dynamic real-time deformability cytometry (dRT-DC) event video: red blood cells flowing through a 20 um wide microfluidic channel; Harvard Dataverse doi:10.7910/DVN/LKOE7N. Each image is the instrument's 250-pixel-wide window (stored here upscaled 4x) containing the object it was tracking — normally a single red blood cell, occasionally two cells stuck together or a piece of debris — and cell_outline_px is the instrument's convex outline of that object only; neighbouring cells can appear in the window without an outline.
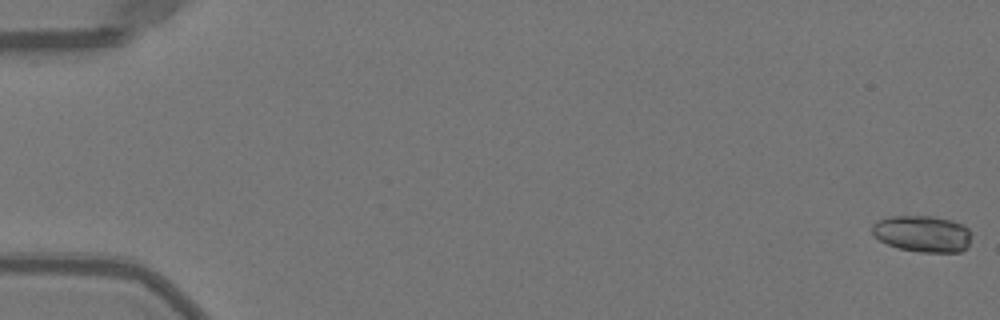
{"species": "Egyptian fruit bat (a non-hibernating species)", "species_latin": "Rousettus aegyptiacus", "temperature_condition": "warm", "stored_images_in_passage": 52, "camera_frame_rate_fps": 3000, "um_per_image_px": 0.085, "animal": {"sex": "female"}, "frame": {"image": 1, "passage_image": 1, "time_ms": 0.0, "image_size_px": [1000, 320], "cell_outline_px": [[972, 232], [968, 244], [960, 252], [920, 252], [900, 248], [888, 244], [880, 240], [872, 232], [872, 224], [888, 216], [932, 216], [952, 220], [964, 224]], "centroid_in_image_um": [78.44, 19.85], "position_along_channel_um": 6.6, "area_um2": 21.1}}
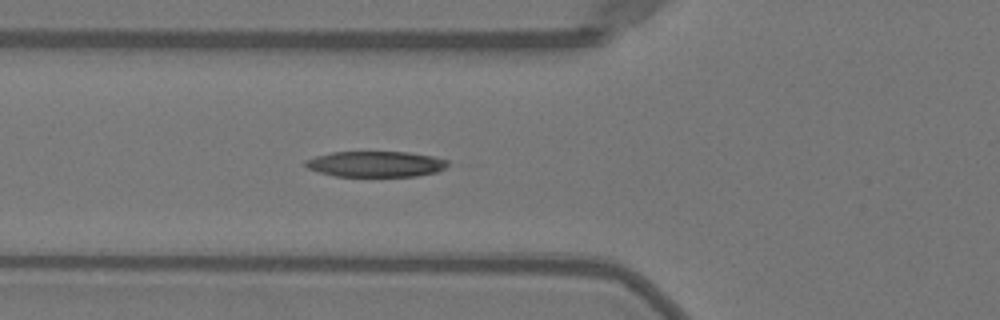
{"frame": {"image": 2, "passage_image": 20, "time_ms": 6.333, "image_size_px": [1000, 320], "cell_outline_px": [[448, 164], [440, 172], [416, 176], [336, 176], [320, 172], [308, 168], [304, 164], [304, 160], [316, 156], [332, 152], [408, 152], [432, 156], [448, 160]], "centroid_in_image_um": [31.96, 13.94], "position_along_channel_um": 93.8, "area_um2": 21.33}}
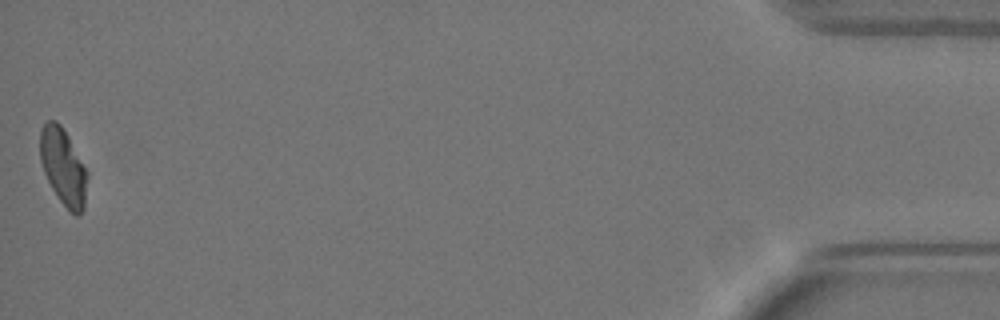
{"frame": {"image": 3, "passage_image": 52, "time_ms": 17.0, "image_size_px": [1000, 320], "cell_outline_px": [[88, 176], [84, 208], [80, 216], [76, 216], [68, 212], [52, 188], [44, 172], [40, 160], [40, 128], [48, 120], [56, 120], [60, 124], [68, 136], [88, 172]], "centroid_in_image_um": [5.38, 14.21], "position_along_channel_um": 429.8, "area_um2": 21.21}, "authors_computed_cell_mechanics": {"area_um2": 21.7906, "velocity_mm_per_s": 3.9974, "shape_relaxation_time_tau1_ms": 4.1349, "shape_relaxation_time_tau2_ms": 4.7901, "deformation_change_tau1": 0.1791, "deformation_change_tau2": 0.0993}}